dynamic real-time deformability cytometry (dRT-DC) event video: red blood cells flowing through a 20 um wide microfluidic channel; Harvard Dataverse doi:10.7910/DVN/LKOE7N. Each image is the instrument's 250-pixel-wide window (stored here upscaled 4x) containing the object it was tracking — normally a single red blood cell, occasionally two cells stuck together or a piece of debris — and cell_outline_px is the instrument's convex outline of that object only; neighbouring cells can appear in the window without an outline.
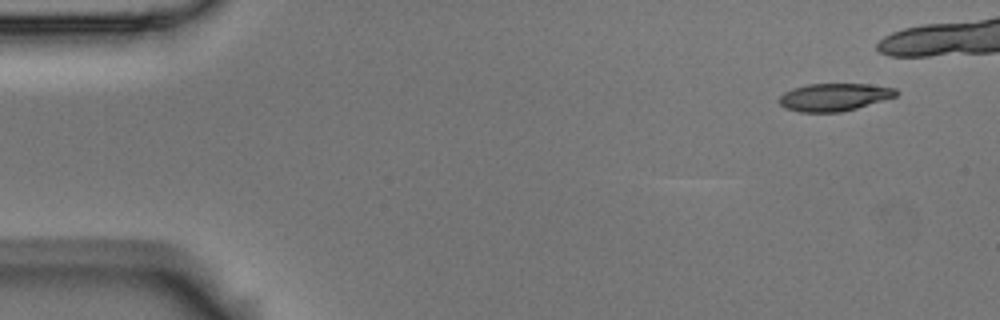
{"species": "Egyptian fruit bat (a non-hibernating species)", "species_latin": "Rousettus aegyptiacus", "temperature_condition": "room temperature", "stored_images_in_passage": 2, "segment_of_instrument_passage": [2, 2], "camera_frame_rate_fps": 3000, "um_per_image_px": 0.085, "animal": {"sex": "male"}, "frame": {"image": 1, "passage_image": 2, "time_ms": 0.333, "image_size_px": [1000, 320], "cell_outline_px": [[900, 92], [896, 96], [856, 108], [840, 112], [800, 112], [788, 108], [780, 104], [776, 100], [784, 92], [792, 88], [808, 84], [868, 84], [896, 88]], "centroid_in_image_um": [70.9, 8.24], "position_along_channel_um": 14.1, "area_um2": 18.79}}